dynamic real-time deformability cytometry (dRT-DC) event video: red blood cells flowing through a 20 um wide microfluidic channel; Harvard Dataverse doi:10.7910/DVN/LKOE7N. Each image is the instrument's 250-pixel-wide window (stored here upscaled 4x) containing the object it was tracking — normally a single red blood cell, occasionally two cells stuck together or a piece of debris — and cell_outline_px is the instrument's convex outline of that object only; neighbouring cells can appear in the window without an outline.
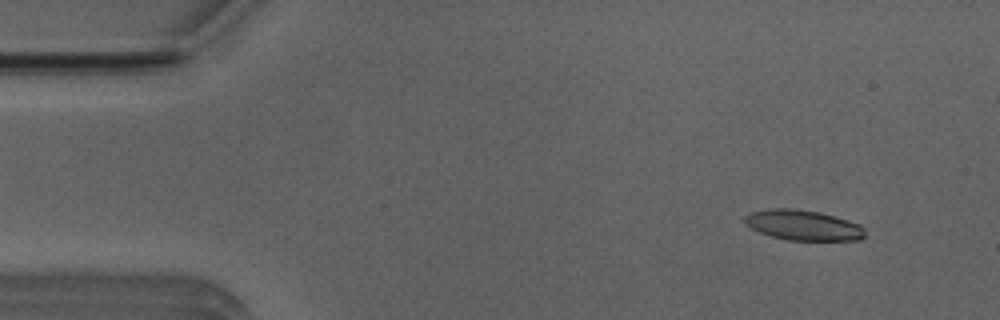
{"species": "Egyptian fruit bat (a non-hibernating species)", "species_latin": "Rousettus aegyptiacus", "temperature_condition": "room temperature", "stored_images_in_passage": 52, "camera_frame_rate_fps": 3000, "um_per_image_px": 0.085, "animal": {"sex": "male"}, "frame": {"image": 1, "passage_image": 4, "time_ms": 1.0, "image_size_px": [1000, 320], "cell_outline_px": [[864, 236], [860, 240], [788, 240], [772, 236], [760, 232], [752, 228], [744, 220], [744, 216], [752, 212], [772, 208], [792, 208], [820, 212], [860, 224], [864, 228]], "centroid_in_image_um": [68.29, 19.14], "position_along_channel_um": 16.7, "area_um2": 20.98}}
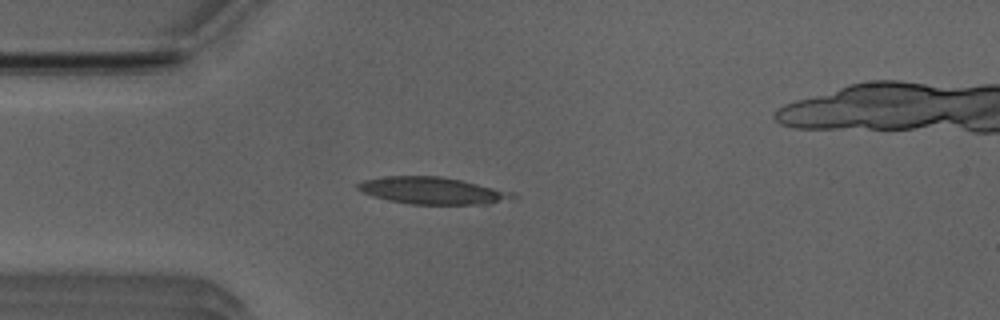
{"frame": {"image": 2, "passage_image": 13, "time_ms": 4.0, "image_size_px": [1000, 320], "cell_outline_px": [[516, 196], [488, 204], [408, 204], [388, 200], [372, 196], [356, 188], [356, 184], [364, 180], [384, 176], [440, 176], [460, 180], [512, 192]], "centroid_in_image_um": [36.66, 16.2], "position_along_channel_um": 48.3, "area_um2": 23.99}}